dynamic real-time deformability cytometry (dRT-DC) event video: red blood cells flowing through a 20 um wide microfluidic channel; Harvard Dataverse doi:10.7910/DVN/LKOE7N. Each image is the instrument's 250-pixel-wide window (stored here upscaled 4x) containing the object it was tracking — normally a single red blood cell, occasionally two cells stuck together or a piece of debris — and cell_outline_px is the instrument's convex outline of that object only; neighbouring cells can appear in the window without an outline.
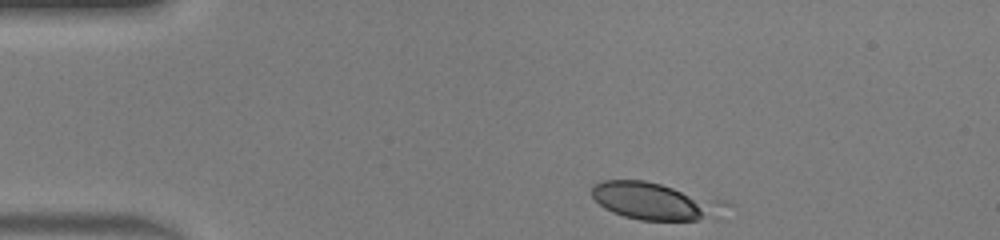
{"species": "human", "species_latin": "Homo sapiens", "temperature_condition": "warm", "stored_images_in_passage": 39, "camera_frame_rate_fps": 3000, "um_per_image_px": 0.085, "donor": {"sex": "male"}, "frame": {"image": 1, "passage_image": 1, "time_ms": 0.0, "image_size_px": [1000, 240], "cell_outline_px": [[700, 216], [696, 220], [640, 220], [624, 216], [612, 212], [604, 208], [592, 196], [592, 188], [596, 184], [604, 180], [644, 180], [660, 184], [672, 188], [688, 196], [700, 204]], "centroid_in_image_um": [54.85, 17.05], "position_along_channel_um": 30.1, "area_um2": 24.1}}
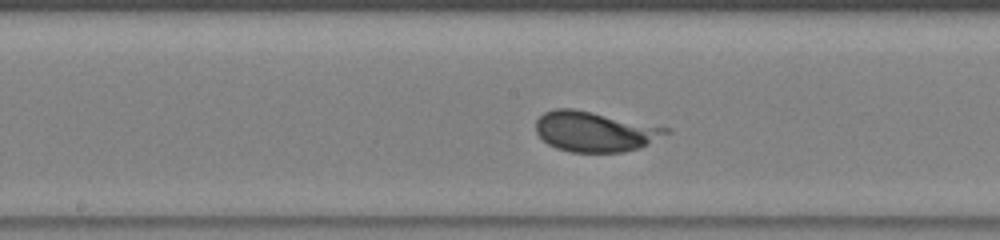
{"frame": {"image": 2, "passage_image": 17, "time_ms": 5.333, "image_size_px": [1000, 240], "cell_outline_px": [[672, 132], [640, 148], [624, 152], [572, 152], [556, 148], [548, 144], [536, 132], [536, 120], [544, 112], [556, 108], [572, 108], [672, 128]], "centroid_in_image_um": [50.6, 11.18], "position_along_channel_um": 197.6, "area_um2": 30.58}}
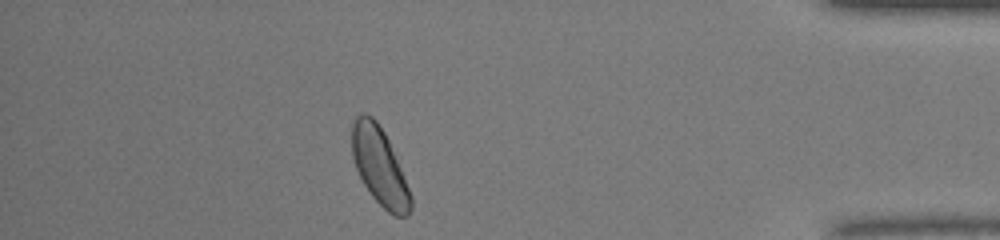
{"frame": {"image": 3, "passage_image": 34, "time_ms": 11.0, "image_size_px": [1000, 240], "cell_outline_px": [[412, 208], [408, 216], [396, 216], [388, 212], [372, 196], [364, 184], [356, 168], [352, 156], [352, 124], [356, 116], [364, 112], [372, 116], [376, 120], [384, 132], [388, 140], [412, 196]], "centroid_in_image_um": [32.26, 14.14], "position_along_channel_um": 402.9, "area_um2": 26.24}}